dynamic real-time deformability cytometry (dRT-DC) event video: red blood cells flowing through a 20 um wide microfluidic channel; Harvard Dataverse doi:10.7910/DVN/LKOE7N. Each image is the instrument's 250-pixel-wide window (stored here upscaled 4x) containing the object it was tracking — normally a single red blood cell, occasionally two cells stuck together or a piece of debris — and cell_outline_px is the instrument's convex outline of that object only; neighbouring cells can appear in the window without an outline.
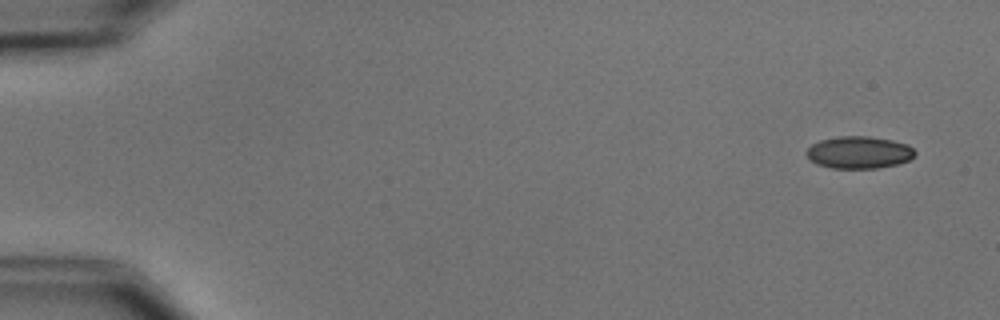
{"species": "common noctule bat (a hibernating species)", "species_latin": "Nyctalus noctula", "temperature_condition": "cold", "stored_images_in_passage": 5, "camera_frame_rate_fps": 3000, "um_per_image_px": 0.085, "animal": {"sex": "male", "body_mass_g": 15.6}, "frame": {"image": 1, "passage_image": 1, "time_ms": 0.0, "image_size_px": [1000, 320], "cell_outline_px": [[916, 152], [908, 160], [896, 164], [876, 168], [832, 168], [816, 164], [804, 152], [812, 144], [820, 140], [840, 136], [868, 136], [892, 140], [908, 144]], "centroid_in_image_um": [72.99, 12.95], "position_along_channel_um": 12.0, "area_um2": 20.23}}
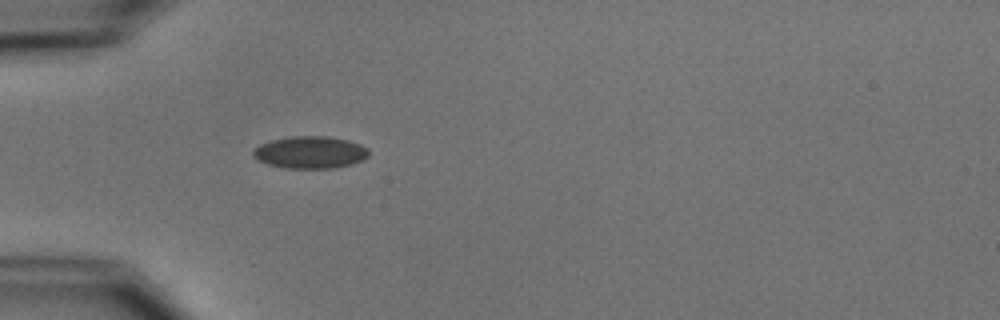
{"frame": {"image": 2, "passage_image": 5, "time_ms": 4.667, "image_size_px": [1000, 320], "cell_outline_px": [[368, 156], [352, 164], [336, 168], [284, 168], [268, 164], [256, 160], [252, 156], [252, 152], [260, 144], [272, 140], [292, 136], [328, 136], [348, 140], [360, 144], [368, 148]], "centroid_in_image_um": [26.35, 12.95], "position_along_channel_um": 58.6, "area_um2": 21.73}}